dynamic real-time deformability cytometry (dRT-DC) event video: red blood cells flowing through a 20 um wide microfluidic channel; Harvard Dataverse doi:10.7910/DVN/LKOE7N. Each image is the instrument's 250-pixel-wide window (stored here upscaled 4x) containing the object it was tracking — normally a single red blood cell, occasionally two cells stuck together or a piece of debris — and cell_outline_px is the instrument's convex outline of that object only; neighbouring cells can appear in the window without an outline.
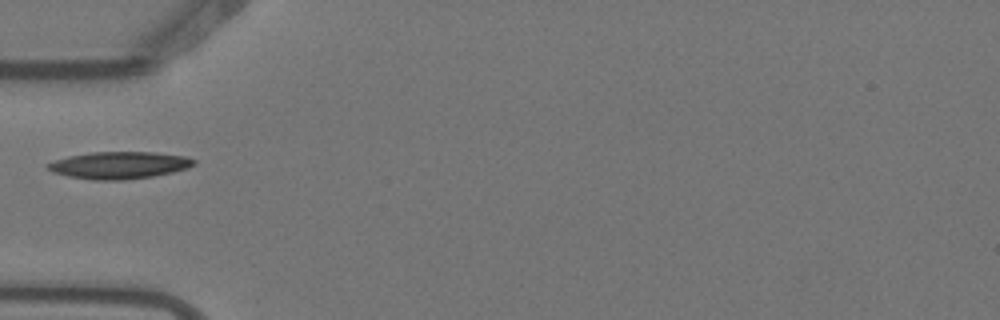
{"species": "Egyptian fruit bat (a non-hibernating species)", "species_latin": "Rousettus aegyptiacus", "temperature_condition": "warm", "stored_images_in_passage": 4, "camera_frame_rate_fps": 3000, "um_per_image_px": 0.085, "animal": {"sex": "female"}, "frame": {"image": 1, "passage_image": 4, "time_ms": 1.0, "image_size_px": [1000, 320], "cell_outline_px": [[196, 164], [188, 168], [172, 172], [152, 176], [124, 180], [92, 180], [68, 176], [52, 172], [44, 164], [68, 156], [92, 152], [152, 152], [184, 156], [196, 160]], "centroid_in_image_um": [10.12, 14.04], "position_along_channel_um": 74.9, "area_um2": 23.06}}